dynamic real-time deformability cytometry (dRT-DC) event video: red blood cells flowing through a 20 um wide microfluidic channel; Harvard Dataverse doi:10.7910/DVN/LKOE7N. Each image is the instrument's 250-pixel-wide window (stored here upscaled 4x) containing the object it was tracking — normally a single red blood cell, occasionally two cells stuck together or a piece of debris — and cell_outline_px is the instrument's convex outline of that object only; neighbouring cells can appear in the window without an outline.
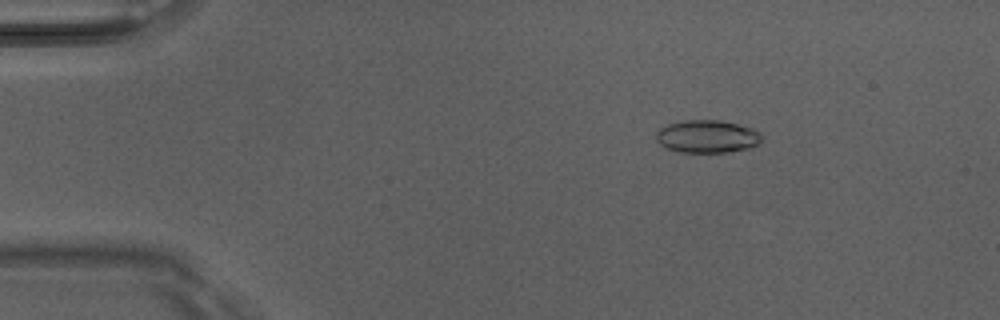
{"species": "Egyptian fruit bat (a non-hibernating species)", "species_latin": "Rousettus aegyptiacus", "temperature_condition": "room temperature", "stored_images_in_passage": 4, "camera_frame_rate_fps": 3000, "um_per_image_px": 0.085, "animal": {"sex": "male"}, "frame": {"image": 1, "passage_image": 2, "time_ms": 0.333, "image_size_px": [1000, 320], "cell_outline_px": [[764, 136], [760, 144], [748, 148], [728, 152], [680, 152], [664, 148], [656, 140], [656, 132], [660, 128], [668, 124], [684, 120], [720, 120], [752, 128], [760, 132]], "centroid_in_image_um": [60.12, 11.6], "position_along_channel_um": 24.9, "area_um2": 20.35}}